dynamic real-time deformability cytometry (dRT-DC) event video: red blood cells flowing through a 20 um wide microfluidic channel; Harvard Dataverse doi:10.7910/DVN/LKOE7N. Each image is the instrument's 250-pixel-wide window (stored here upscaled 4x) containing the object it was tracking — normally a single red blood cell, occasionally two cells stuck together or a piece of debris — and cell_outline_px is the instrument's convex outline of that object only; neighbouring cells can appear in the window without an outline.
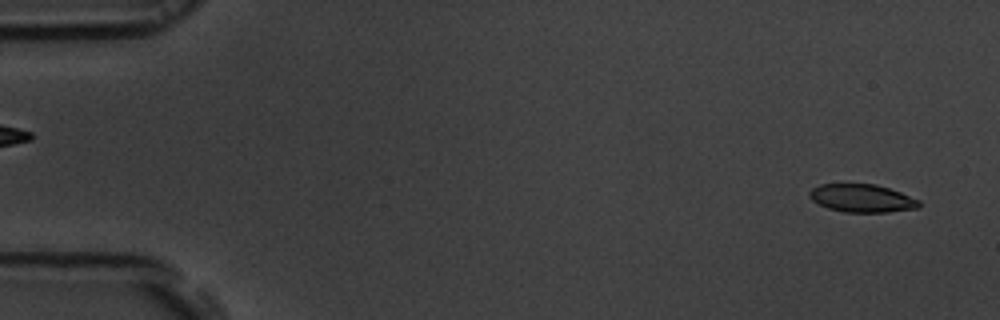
{"species": "common noctule bat (a hibernating species)", "species_latin": "Nyctalus noctula", "temperature_condition": "room temperature", "stored_images_in_passage": 53, "camera_frame_rate_fps": 3000, "um_per_image_px": 0.085, "animal": {"sex": "male", "body_mass_g": 19.5, "forearm_length_mm": 54.6}, "frame": {"image": 1, "passage_image": 1, "time_ms": 0.0, "image_size_px": [1000, 320], "cell_outline_px": [[920, 204], [916, 208], [888, 212], [844, 212], [828, 208], [812, 200], [808, 196], [808, 192], [812, 188], [820, 184], [876, 184], [900, 192], [920, 200]], "centroid_in_image_um": [73.24, 16.84], "position_along_channel_um": 11.8, "area_um2": 17.8}}
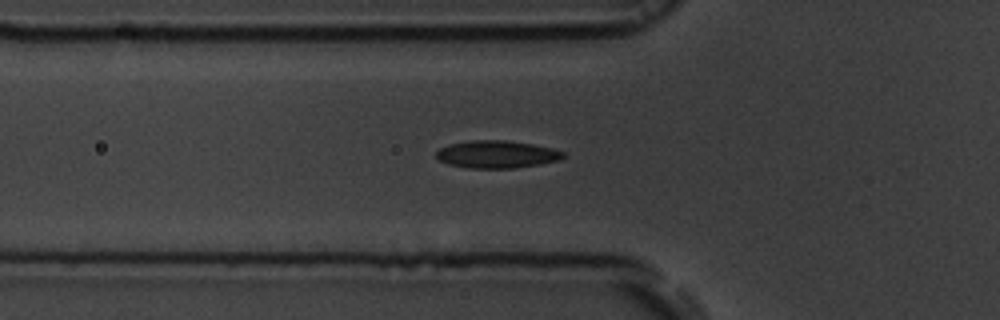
{"frame": {"image": 2, "passage_image": 17, "time_ms": 5.333, "image_size_px": [1000, 320], "cell_outline_px": [[564, 156], [560, 160], [540, 164], [516, 168], [468, 168], [448, 164], [440, 160], [436, 156], [436, 152], [440, 148], [448, 144], [468, 140], [508, 140], [532, 144], [552, 148], [564, 152]], "centroid_in_image_um": [42.22, 13.11], "position_along_channel_um": 83.6, "area_um2": 20.46}}
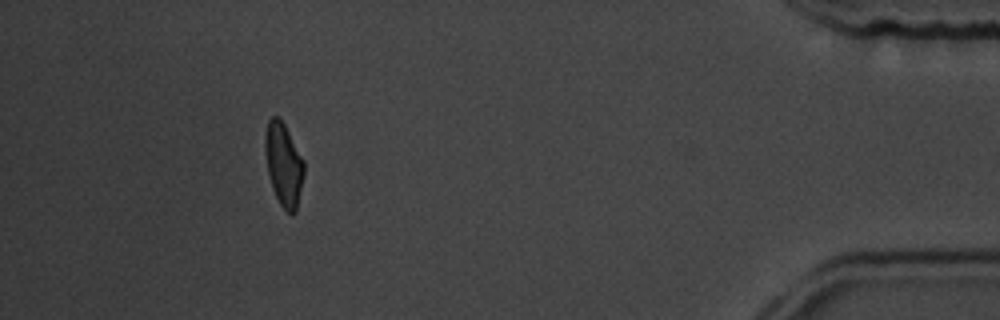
{"frame": {"image": 3, "passage_image": 48, "time_ms": 15.667, "image_size_px": [1000, 320], "cell_outline_px": [[304, 172], [296, 212], [292, 216], [280, 204], [272, 188], [268, 172], [264, 148], [264, 136], [268, 120], [272, 116], [276, 116], [284, 124], [304, 160]], "centroid_in_image_um": [24.1, 13.98], "position_along_channel_um": 411.1, "area_um2": 18.73}, "authors_computed_cell_mechanics": {"area_um2": 19.363, "velocity_mm_per_s": 3.7323, "shape_relaxation_time_tau1_ms": 4.4501, "shape_relaxation_time_tau2_ms": 2.0981, "deformation_change_tau1": 0.1195, "deformation_change_tau2": 0.0645}}